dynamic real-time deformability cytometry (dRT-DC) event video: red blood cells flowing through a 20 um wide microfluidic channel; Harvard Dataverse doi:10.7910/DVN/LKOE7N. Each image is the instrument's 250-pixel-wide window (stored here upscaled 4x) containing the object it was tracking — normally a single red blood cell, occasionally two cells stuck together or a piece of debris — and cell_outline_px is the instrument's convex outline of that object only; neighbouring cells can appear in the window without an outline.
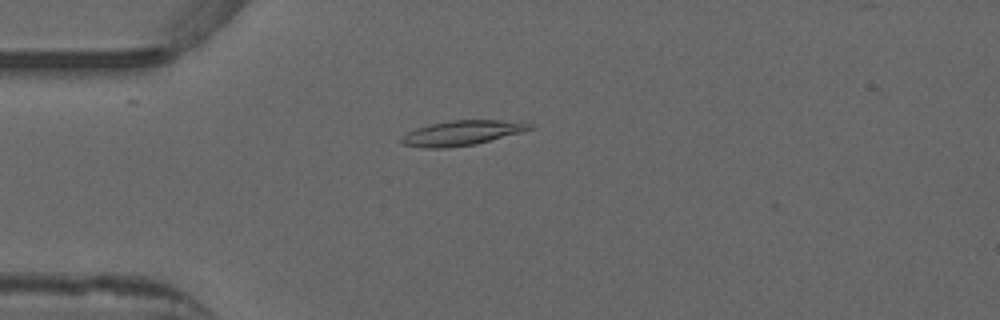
{"species": "common noctule bat (a hibernating species)", "species_latin": "Nyctalus noctula", "temperature_condition": "warm", "stored_images_in_passage": 48, "camera_frame_rate_fps": 3000, "um_per_image_px": 0.085, "animal": {"sex": "male", "forearm_length_mm": 52.5}, "frame": {"image": 1, "passage_image": 9, "time_ms": 2.667, "image_size_px": [1000, 320], "cell_outline_px": [[536, 128], [476, 144], [448, 148], [424, 148], [404, 144], [400, 140], [408, 132], [416, 128], [432, 124], [452, 120], [520, 120], [536, 124]], "centroid_in_image_um": [39.39, 11.29], "position_along_channel_um": 45.6, "area_um2": 18.73}}
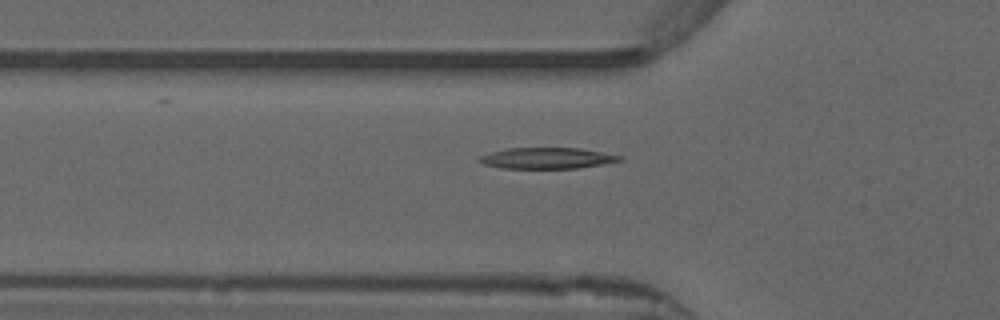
{"frame": {"image": 2, "passage_image": 13, "time_ms": 4.0, "image_size_px": [1000, 320], "cell_outline_px": [[624, 160], [576, 168], [500, 168], [484, 164], [476, 160], [476, 156], [508, 148], [580, 148], [624, 156]], "centroid_in_image_um": [46.46, 13.44], "position_along_channel_um": 79.3, "area_um2": 17.22}}
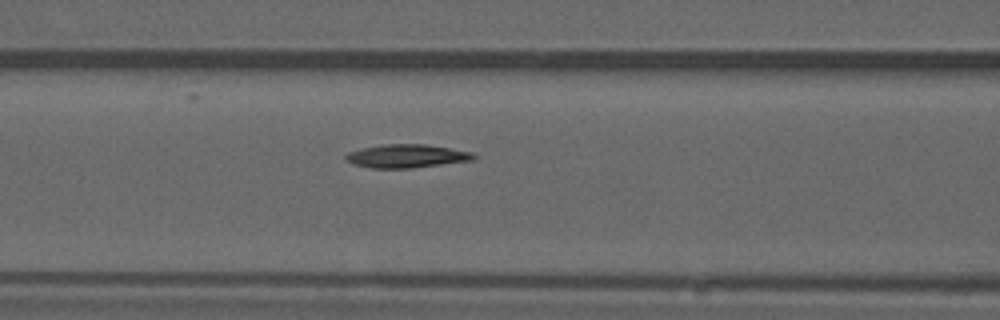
{"frame": {"image": 3, "passage_image": 17, "time_ms": 5.333, "image_size_px": [1000, 320], "cell_outline_px": [[476, 156], [472, 160], [412, 168], [372, 168], [352, 164], [344, 160], [344, 156], [348, 152], [364, 148], [384, 144], [428, 144], [472, 152]], "centroid_in_image_um": [34.53, 13.26], "position_along_channel_um": 132.1, "area_um2": 17.4}, "authors_computed_cell_mechanics": {"area_um2": 17.0799, "velocity_mm_per_s": 3.9111, "shape_relaxation_time_tau1_ms": null, "shape_relaxation_time_tau2_ms": 7.2275, "deformation_change_tau1": null, "deformation_change_tau2": 0.1757}}